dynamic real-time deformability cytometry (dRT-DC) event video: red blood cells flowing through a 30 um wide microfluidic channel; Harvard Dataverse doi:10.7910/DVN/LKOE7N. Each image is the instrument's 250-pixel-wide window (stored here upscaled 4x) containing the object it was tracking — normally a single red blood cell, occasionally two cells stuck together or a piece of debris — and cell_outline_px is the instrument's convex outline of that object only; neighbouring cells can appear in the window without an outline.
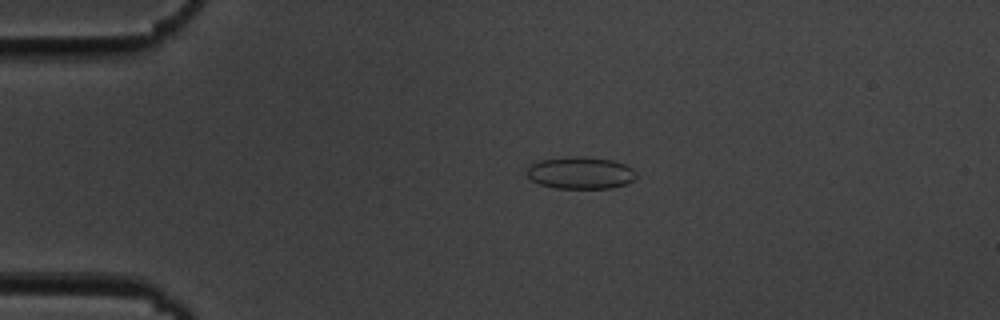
{"species": "common noctule bat (a hibernating species)", "species_latin": "Nyctalus noctula", "temperature_condition": "cold", "stored_images_in_passage": 47, "camera_frame_rate_fps": 3000, "um_per_image_px": 0.085, "animal": {"sex": "male", "body_mass_g": 19.5, "forearm_length_mm": 54.6}, "frame": {"image": 1, "passage_image": 4, "time_ms": 1.0, "image_size_px": [1000, 320], "cell_outline_px": [[636, 180], [628, 184], [612, 188], [556, 188], [540, 184], [532, 180], [524, 172], [528, 164], [540, 160], [572, 156], [584, 156], [612, 160], [624, 164], [632, 168], [636, 172]], "centroid_in_image_um": [49.34, 14.69], "position_along_channel_um": 35.7, "area_um2": 20.81}}
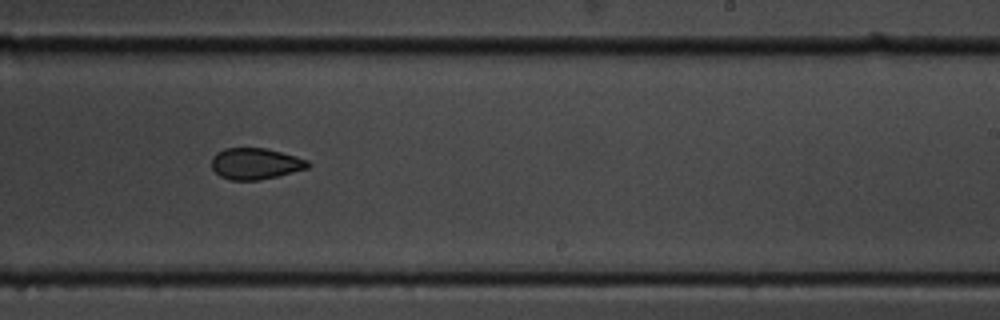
{"frame": {"image": 2, "passage_image": 26, "time_ms": 8.333, "image_size_px": [1000, 320], "cell_outline_px": [[312, 164], [308, 168], [260, 180], [228, 180], [220, 176], [212, 168], [212, 156], [216, 152], [224, 148], [264, 148], [296, 156], [308, 160]], "centroid_in_image_um": [21.7, 13.91], "position_along_channel_um": 267.3, "area_um2": 17.57}}
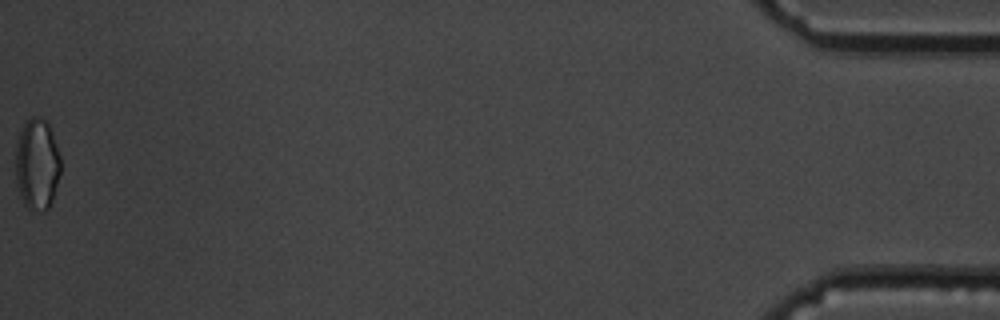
{"frame": {"image": 3, "passage_image": 47, "time_ms": 15.333, "image_size_px": [1000, 320], "cell_outline_px": [[60, 172], [52, 200], [48, 208], [44, 212], [28, 208], [24, 204], [20, 196], [16, 180], [16, 140], [24, 124], [32, 116], [40, 116], [48, 124], [60, 156]], "centroid_in_image_um": [3.14, 13.97], "position_along_channel_um": 432.1, "area_um2": 23.81}, "authors_computed_cell_mechanics": {"area_um2": 18.496, "velocity_mm_per_s": 3.6994, "shape_relaxation_time_tau1_ms": 5.2733, "shape_relaxation_time_tau2_ms": 2.6053, "deformation_change_tau1": 0.101, "deformation_change_tau2": 0.0624}}